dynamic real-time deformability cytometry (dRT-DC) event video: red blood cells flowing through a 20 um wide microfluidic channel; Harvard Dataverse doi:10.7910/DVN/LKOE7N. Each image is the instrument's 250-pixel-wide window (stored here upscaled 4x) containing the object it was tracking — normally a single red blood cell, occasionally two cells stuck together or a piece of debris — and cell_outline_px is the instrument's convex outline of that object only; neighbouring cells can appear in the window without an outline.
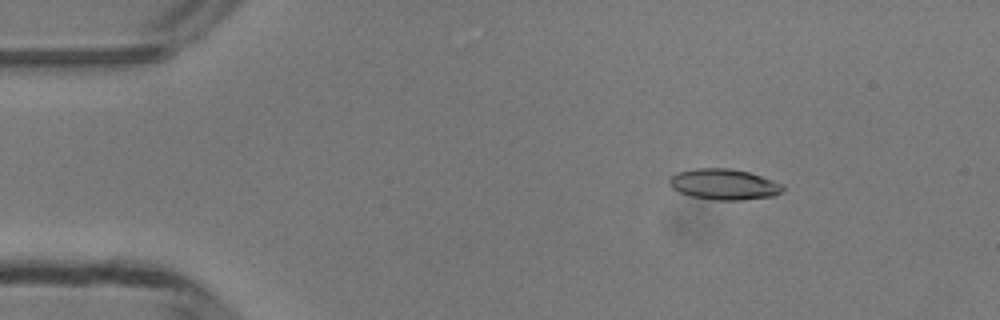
{"species": "common noctule bat (a hibernating species)", "species_latin": "Nyctalus noctula", "temperature_condition": "room temperature", "stored_images_in_passage": 48, "camera_frame_rate_fps": 3000, "um_per_image_px": 0.085, "animal": {"sex": "male", "body_mass_g": 13.3}, "frame": {"image": 1, "passage_image": 6, "time_ms": 1.667, "image_size_px": [1000, 320], "cell_outline_px": [[784, 192], [776, 196], [740, 200], [716, 200], [692, 196], [680, 192], [672, 188], [668, 184], [668, 180], [676, 172], [696, 168], [732, 168], [748, 172], [784, 184]], "centroid_in_image_um": [61.56, 15.67], "position_along_channel_um": 23.4, "area_um2": 20.52}}
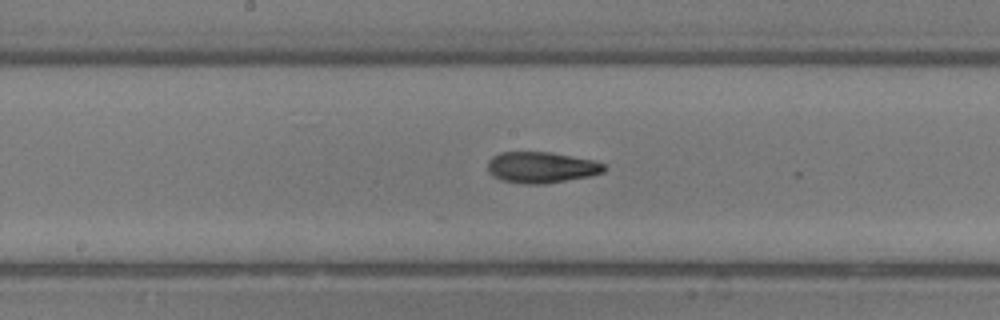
{"frame": {"image": 2, "passage_image": 24, "time_ms": 7.667, "image_size_px": [1000, 320], "cell_outline_px": [[608, 168], [604, 172], [588, 176], [544, 184], [524, 184], [500, 180], [492, 176], [488, 172], [488, 160], [492, 156], [500, 152], [552, 152], [592, 160], [604, 164]], "centroid_in_image_um": [45.98, 14.23], "position_along_channel_um": 202.2, "area_um2": 21.21}}
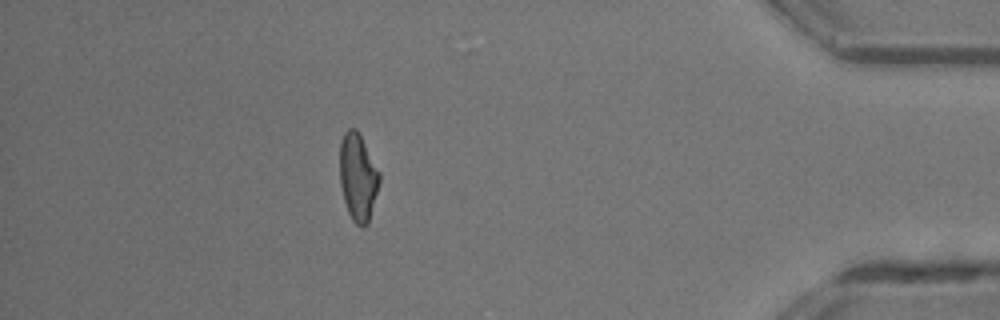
{"frame": {"image": 3, "passage_image": 42, "time_ms": 13.667, "image_size_px": [1000, 320], "cell_outline_px": [[380, 180], [368, 224], [364, 228], [360, 228], [352, 220], [348, 212], [344, 200], [340, 184], [340, 144], [344, 132], [348, 128], [356, 128], [380, 172]], "centroid_in_image_um": [30.42, 15.08], "position_along_channel_um": 404.8, "area_um2": 20.17}, "authors_computed_cell_mechanics": {"area_um2": 20.2878, "velocity_mm_per_s": 4.2131, "shape_relaxation_time_tau1_ms": 5.9916, "shape_relaxation_time_tau2_ms": 3.859, "deformation_change_tau1": 0.1929, "deformation_change_tau2": 0.1222}}